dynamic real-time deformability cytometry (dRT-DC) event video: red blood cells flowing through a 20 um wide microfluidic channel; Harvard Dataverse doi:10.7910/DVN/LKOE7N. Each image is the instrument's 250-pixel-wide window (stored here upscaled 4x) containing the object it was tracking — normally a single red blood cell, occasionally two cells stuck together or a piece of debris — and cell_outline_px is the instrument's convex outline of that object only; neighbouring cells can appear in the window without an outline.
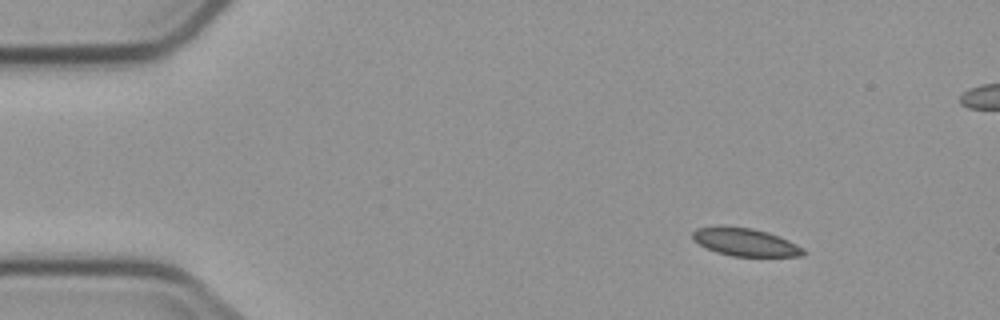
{"species": "common noctule bat (a hibernating species)", "species_latin": "Nyctalus noctula", "temperature_condition": "cold", "stored_images_in_passage": 10, "camera_frame_rate_fps": 3000, "um_per_image_px": 0.085, "animal": {"sex": "male", "body_mass_g": 23.1, "forearm_length_mm": 52.7}, "frame": {"image": 1, "passage_image": 1, "time_ms": 0.0, "image_size_px": [1000, 320], "cell_outline_px": [[804, 256], [732, 256], [716, 252], [692, 240], [692, 232], [696, 228], [752, 228], [768, 232], [788, 240], [804, 248]], "centroid_in_image_um": [63.38, 20.61], "position_along_channel_um": 21.6, "area_um2": 17.4}}
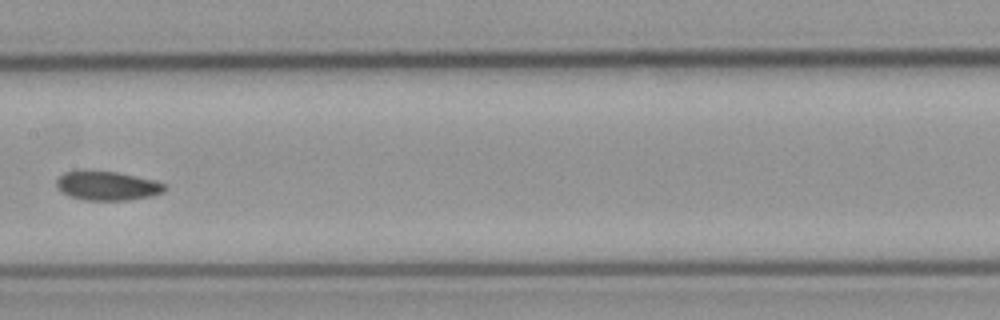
{"frame": {"image": 2, "passage_image": 7, "time_ms": 7.0, "image_size_px": [1000, 320], "cell_outline_px": [[168, 188], [164, 192], [152, 196], [128, 200], [88, 200], [68, 196], [56, 184], [56, 180], [64, 172], [80, 168], [84, 168], [116, 172], [156, 180], [168, 184]], "centroid_in_image_um": [9.15, 15.75], "position_along_channel_um": 198.3, "area_um2": 18.9}}
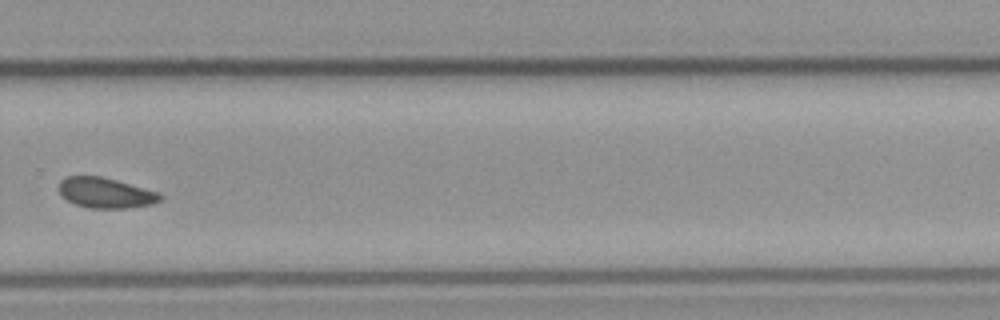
{"frame": {"image": 3, "passage_image": 10, "time_ms": 10.333, "image_size_px": [1000, 320], "cell_outline_px": [[164, 196], [160, 200], [152, 204], [124, 208], [88, 208], [76, 204], [60, 196], [60, 180], [68, 176], [100, 176], [116, 180], [160, 192]], "centroid_in_image_um": [8.99, 16.39], "position_along_channel_um": 320.8, "area_um2": 17.86}}